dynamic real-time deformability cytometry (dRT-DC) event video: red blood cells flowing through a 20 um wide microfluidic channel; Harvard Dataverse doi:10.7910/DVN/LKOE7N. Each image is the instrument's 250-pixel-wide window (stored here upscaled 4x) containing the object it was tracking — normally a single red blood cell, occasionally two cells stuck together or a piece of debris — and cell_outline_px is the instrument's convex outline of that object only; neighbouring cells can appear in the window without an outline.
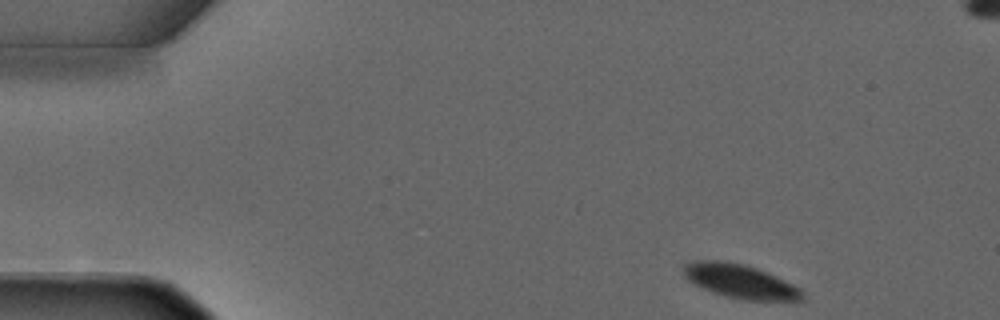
{"species": "common noctule bat (a hibernating species)", "species_latin": "Nyctalus noctula", "temperature_condition": "warm", "stored_images_in_passage": 3, "segment_of_instrument_passage": [1, 2], "camera_frame_rate_fps": 3000, "um_per_image_px": 0.085, "animal": {"sex": "male", "forearm_length_mm": 52.5}, "frame": {"image": 1, "passage_image": 1, "time_ms": 0.0, "image_size_px": [1000, 320], "cell_outline_px": [[804, 300], [744, 300], [724, 296], [712, 292], [688, 280], [684, 276], [680, 268], [684, 264], [692, 260], [720, 260], [744, 264], [756, 268], [784, 280], [800, 288], [804, 292]], "centroid_in_image_um": [62.87, 23.9], "position_along_channel_um": 22.1, "area_um2": 23.52}}